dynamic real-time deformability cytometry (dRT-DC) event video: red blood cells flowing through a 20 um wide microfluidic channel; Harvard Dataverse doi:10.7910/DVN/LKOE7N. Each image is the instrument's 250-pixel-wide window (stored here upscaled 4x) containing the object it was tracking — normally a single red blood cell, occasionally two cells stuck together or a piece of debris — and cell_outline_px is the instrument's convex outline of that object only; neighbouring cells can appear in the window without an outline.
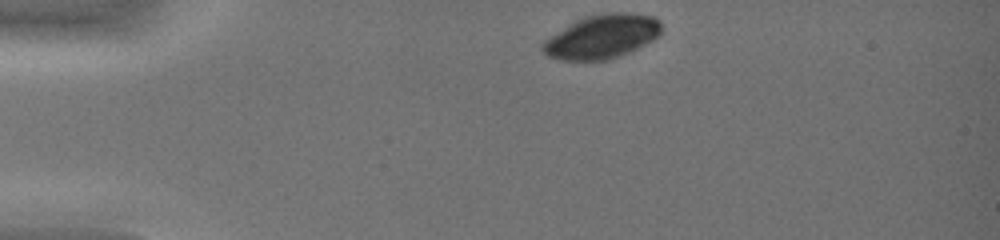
{"species": "common noctule bat (a hibernating species)", "species_latin": "Nyctalus noctula", "temperature_condition": "warm", "stored_images_in_passage": 34, "camera_frame_rate_fps": 3000, "um_per_image_px": 0.085, "animal": {"sex": "female", "body_mass_g": 19.0, "forearm_length_mm": 51.5}, "frame": {"image": 1, "passage_image": 1, "time_ms": 0.0, "image_size_px": [1000, 240], "cell_outline_px": [[660, 36], [620, 56], [608, 60], [560, 60], [548, 56], [540, 48], [540, 44], [548, 36], [576, 20], [584, 16], [608, 12], [628, 12], [656, 16], [660, 20]], "centroid_in_image_um": [51.15, 3.1], "position_along_channel_um": 33.9, "area_um2": 30.63}}
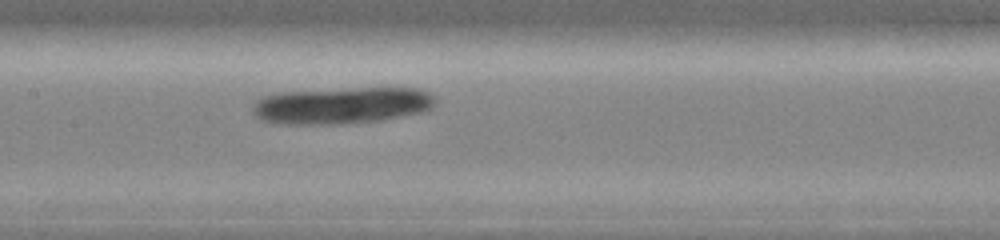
{"frame": {"image": 2, "passage_image": 15, "time_ms": 4.667, "image_size_px": [1000, 240], "cell_outline_px": [[436, 104], [432, 108], [424, 112], [384, 120], [344, 124], [276, 124], [260, 120], [252, 112], [252, 104], [256, 100], [264, 96], [284, 92], [360, 88], [420, 88], [436, 96]], "centroid_in_image_um": [29.08, 8.98], "position_along_channel_um": 178.3, "area_um2": 39.54}}
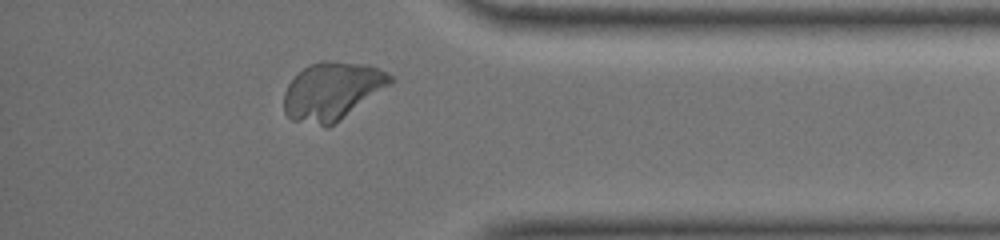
{"frame": {"image": 3, "passage_image": 31, "time_ms": 10.0, "image_size_px": [1000, 240], "cell_outline_px": [[396, 80], [392, 84], [340, 120], [328, 128], [324, 128], [292, 120], [284, 112], [284, 92], [288, 84], [304, 68], [320, 60], [328, 60], [368, 64], [388, 72]], "centroid_in_image_um": [28.26, 7.75], "position_along_channel_um": 406.9, "area_um2": 36.18}}